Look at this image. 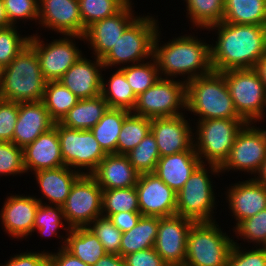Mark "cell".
Segmentation results:
<instances>
[{"instance_id":"obj_12","label":"cell","mask_w":266,"mask_h":266,"mask_svg":"<svg viewBox=\"0 0 266 266\" xmlns=\"http://www.w3.org/2000/svg\"><path fill=\"white\" fill-rule=\"evenodd\" d=\"M61 36L45 43L43 38L40 40L41 36L37 33L30 35L29 44L37 52L40 69L47 82L59 81L63 74L83 56L81 49L76 47L75 39L84 40L85 43L84 36Z\"/></svg>"},{"instance_id":"obj_49","label":"cell","mask_w":266,"mask_h":266,"mask_svg":"<svg viewBox=\"0 0 266 266\" xmlns=\"http://www.w3.org/2000/svg\"><path fill=\"white\" fill-rule=\"evenodd\" d=\"M124 260L127 266H167L154 247L126 255Z\"/></svg>"},{"instance_id":"obj_4","label":"cell","mask_w":266,"mask_h":266,"mask_svg":"<svg viewBox=\"0 0 266 266\" xmlns=\"http://www.w3.org/2000/svg\"><path fill=\"white\" fill-rule=\"evenodd\" d=\"M46 83L37 52L27 44L6 67H3L0 98L16 103L42 101Z\"/></svg>"},{"instance_id":"obj_17","label":"cell","mask_w":266,"mask_h":266,"mask_svg":"<svg viewBox=\"0 0 266 266\" xmlns=\"http://www.w3.org/2000/svg\"><path fill=\"white\" fill-rule=\"evenodd\" d=\"M129 2L117 14L93 23L86 29L84 38L96 58L102 59L116 44L124 30L138 17Z\"/></svg>"},{"instance_id":"obj_37","label":"cell","mask_w":266,"mask_h":266,"mask_svg":"<svg viewBox=\"0 0 266 266\" xmlns=\"http://www.w3.org/2000/svg\"><path fill=\"white\" fill-rule=\"evenodd\" d=\"M119 212H140L135 186L102 190V216L108 218Z\"/></svg>"},{"instance_id":"obj_26","label":"cell","mask_w":266,"mask_h":266,"mask_svg":"<svg viewBox=\"0 0 266 266\" xmlns=\"http://www.w3.org/2000/svg\"><path fill=\"white\" fill-rule=\"evenodd\" d=\"M201 163L195 150H187L160 157L153 173L177 193Z\"/></svg>"},{"instance_id":"obj_5","label":"cell","mask_w":266,"mask_h":266,"mask_svg":"<svg viewBox=\"0 0 266 266\" xmlns=\"http://www.w3.org/2000/svg\"><path fill=\"white\" fill-rule=\"evenodd\" d=\"M206 166L201 163L176 193V214L195 222L216 221L213 214L217 203L209 173L219 176L221 172L217 165L208 164L209 170Z\"/></svg>"},{"instance_id":"obj_42","label":"cell","mask_w":266,"mask_h":266,"mask_svg":"<svg viewBox=\"0 0 266 266\" xmlns=\"http://www.w3.org/2000/svg\"><path fill=\"white\" fill-rule=\"evenodd\" d=\"M233 231L237 239H243L244 242L253 243L257 247L266 246V209L258 212L256 215L241 221ZM258 244V245H257Z\"/></svg>"},{"instance_id":"obj_33","label":"cell","mask_w":266,"mask_h":266,"mask_svg":"<svg viewBox=\"0 0 266 266\" xmlns=\"http://www.w3.org/2000/svg\"><path fill=\"white\" fill-rule=\"evenodd\" d=\"M101 95L109 108L124 109L130 112L133 111L137 100L125 74L119 68L109 77L108 81L102 78Z\"/></svg>"},{"instance_id":"obj_7","label":"cell","mask_w":266,"mask_h":266,"mask_svg":"<svg viewBox=\"0 0 266 266\" xmlns=\"http://www.w3.org/2000/svg\"><path fill=\"white\" fill-rule=\"evenodd\" d=\"M217 221L195 222L187 237L185 264L188 266H226L234 244Z\"/></svg>"},{"instance_id":"obj_28","label":"cell","mask_w":266,"mask_h":266,"mask_svg":"<svg viewBox=\"0 0 266 266\" xmlns=\"http://www.w3.org/2000/svg\"><path fill=\"white\" fill-rule=\"evenodd\" d=\"M57 237L65 238L61 242L64 248L87 265H95L107 254L97 236L88 227L71 228L64 237Z\"/></svg>"},{"instance_id":"obj_55","label":"cell","mask_w":266,"mask_h":266,"mask_svg":"<svg viewBox=\"0 0 266 266\" xmlns=\"http://www.w3.org/2000/svg\"><path fill=\"white\" fill-rule=\"evenodd\" d=\"M11 26V24L9 23L7 14H6V10L4 7V1L0 0V28H6Z\"/></svg>"},{"instance_id":"obj_36","label":"cell","mask_w":266,"mask_h":266,"mask_svg":"<svg viewBox=\"0 0 266 266\" xmlns=\"http://www.w3.org/2000/svg\"><path fill=\"white\" fill-rule=\"evenodd\" d=\"M151 130V119L130 112L124 119L118 136L117 155H126L134 149Z\"/></svg>"},{"instance_id":"obj_30","label":"cell","mask_w":266,"mask_h":266,"mask_svg":"<svg viewBox=\"0 0 266 266\" xmlns=\"http://www.w3.org/2000/svg\"><path fill=\"white\" fill-rule=\"evenodd\" d=\"M160 218L142 215L136 226L122 233L120 256L154 247Z\"/></svg>"},{"instance_id":"obj_9","label":"cell","mask_w":266,"mask_h":266,"mask_svg":"<svg viewBox=\"0 0 266 266\" xmlns=\"http://www.w3.org/2000/svg\"><path fill=\"white\" fill-rule=\"evenodd\" d=\"M238 115L246 123H257L266 115V90L257 71L233 69L221 72Z\"/></svg>"},{"instance_id":"obj_48","label":"cell","mask_w":266,"mask_h":266,"mask_svg":"<svg viewBox=\"0 0 266 266\" xmlns=\"http://www.w3.org/2000/svg\"><path fill=\"white\" fill-rule=\"evenodd\" d=\"M19 103L0 98V141L13 142Z\"/></svg>"},{"instance_id":"obj_29","label":"cell","mask_w":266,"mask_h":266,"mask_svg":"<svg viewBox=\"0 0 266 266\" xmlns=\"http://www.w3.org/2000/svg\"><path fill=\"white\" fill-rule=\"evenodd\" d=\"M108 108V103L101 94L94 98L80 99L59 123L71 129L90 130L99 122Z\"/></svg>"},{"instance_id":"obj_10","label":"cell","mask_w":266,"mask_h":266,"mask_svg":"<svg viewBox=\"0 0 266 266\" xmlns=\"http://www.w3.org/2000/svg\"><path fill=\"white\" fill-rule=\"evenodd\" d=\"M185 110L186 83L180 79L160 77L153 86L137 96L132 113L153 119L183 115Z\"/></svg>"},{"instance_id":"obj_6","label":"cell","mask_w":266,"mask_h":266,"mask_svg":"<svg viewBox=\"0 0 266 266\" xmlns=\"http://www.w3.org/2000/svg\"><path fill=\"white\" fill-rule=\"evenodd\" d=\"M154 16H138L122 33L112 49L101 59L105 69L126 67L153 57V41L159 29ZM117 65V66H116ZM123 65V66H121ZM125 65V66H124Z\"/></svg>"},{"instance_id":"obj_50","label":"cell","mask_w":266,"mask_h":266,"mask_svg":"<svg viewBox=\"0 0 266 266\" xmlns=\"http://www.w3.org/2000/svg\"><path fill=\"white\" fill-rule=\"evenodd\" d=\"M47 252H31L16 254L11 256L6 264L0 266H49V255Z\"/></svg>"},{"instance_id":"obj_53","label":"cell","mask_w":266,"mask_h":266,"mask_svg":"<svg viewBox=\"0 0 266 266\" xmlns=\"http://www.w3.org/2000/svg\"><path fill=\"white\" fill-rule=\"evenodd\" d=\"M93 266H127L123 257L117 254H106Z\"/></svg>"},{"instance_id":"obj_31","label":"cell","mask_w":266,"mask_h":266,"mask_svg":"<svg viewBox=\"0 0 266 266\" xmlns=\"http://www.w3.org/2000/svg\"><path fill=\"white\" fill-rule=\"evenodd\" d=\"M223 22L266 26V0H224Z\"/></svg>"},{"instance_id":"obj_22","label":"cell","mask_w":266,"mask_h":266,"mask_svg":"<svg viewBox=\"0 0 266 266\" xmlns=\"http://www.w3.org/2000/svg\"><path fill=\"white\" fill-rule=\"evenodd\" d=\"M233 185V186H232ZM228 208L232 212L236 225L245 219L266 209V186L255 178L231 184L227 190Z\"/></svg>"},{"instance_id":"obj_45","label":"cell","mask_w":266,"mask_h":266,"mask_svg":"<svg viewBox=\"0 0 266 266\" xmlns=\"http://www.w3.org/2000/svg\"><path fill=\"white\" fill-rule=\"evenodd\" d=\"M25 174L23 148L13 142L0 141V175Z\"/></svg>"},{"instance_id":"obj_46","label":"cell","mask_w":266,"mask_h":266,"mask_svg":"<svg viewBox=\"0 0 266 266\" xmlns=\"http://www.w3.org/2000/svg\"><path fill=\"white\" fill-rule=\"evenodd\" d=\"M6 14L11 25H16L18 20L25 23L28 19L39 20V0H3ZM27 19V20H26Z\"/></svg>"},{"instance_id":"obj_34","label":"cell","mask_w":266,"mask_h":266,"mask_svg":"<svg viewBox=\"0 0 266 266\" xmlns=\"http://www.w3.org/2000/svg\"><path fill=\"white\" fill-rule=\"evenodd\" d=\"M80 98L74 95L60 81L46 83L42 102L55 122H60Z\"/></svg>"},{"instance_id":"obj_14","label":"cell","mask_w":266,"mask_h":266,"mask_svg":"<svg viewBox=\"0 0 266 266\" xmlns=\"http://www.w3.org/2000/svg\"><path fill=\"white\" fill-rule=\"evenodd\" d=\"M62 208L69 227H87L102 216V188L91 175L82 174L72 185Z\"/></svg>"},{"instance_id":"obj_21","label":"cell","mask_w":266,"mask_h":266,"mask_svg":"<svg viewBox=\"0 0 266 266\" xmlns=\"http://www.w3.org/2000/svg\"><path fill=\"white\" fill-rule=\"evenodd\" d=\"M94 59L93 61L82 56L59 80L80 99L94 98L101 94L103 78L101 72L106 70L101 59L96 57Z\"/></svg>"},{"instance_id":"obj_2","label":"cell","mask_w":266,"mask_h":266,"mask_svg":"<svg viewBox=\"0 0 266 266\" xmlns=\"http://www.w3.org/2000/svg\"><path fill=\"white\" fill-rule=\"evenodd\" d=\"M159 30L161 29H158L153 41V57L156 60L160 77L174 79L179 75L186 83L213 71L211 44L206 43V40L204 42L198 39L194 36L195 34H186L175 37L167 43L159 44L161 39Z\"/></svg>"},{"instance_id":"obj_58","label":"cell","mask_w":266,"mask_h":266,"mask_svg":"<svg viewBox=\"0 0 266 266\" xmlns=\"http://www.w3.org/2000/svg\"><path fill=\"white\" fill-rule=\"evenodd\" d=\"M167 266H188V265L184 263V264H170Z\"/></svg>"},{"instance_id":"obj_25","label":"cell","mask_w":266,"mask_h":266,"mask_svg":"<svg viewBox=\"0 0 266 266\" xmlns=\"http://www.w3.org/2000/svg\"><path fill=\"white\" fill-rule=\"evenodd\" d=\"M90 175L102 190H111L136 186L140 174L126 155L107 154Z\"/></svg>"},{"instance_id":"obj_38","label":"cell","mask_w":266,"mask_h":266,"mask_svg":"<svg viewBox=\"0 0 266 266\" xmlns=\"http://www.w3.org/2000/svg\"><path fill=\"white\" fill-rule=\"evenodd\" d=\"M37 199L40 201V204L34 219L33 233L37 231L42 235V237H49L50 235L54 237V235H58L57 230L59 231V229H63L66 231V234H68V232L71 230V227L67 225L66 219L63 215L62 206L49 205L47 203H43V199Z\"/></svg>"},{"instance_id":"obj_1","label":"cell","mask_w":266,"mask_h":266,"mask_svg":"<svg viewBox=\"0 0 266 266\" xmlns=\"http://www.w3.org/2000/svg\"><path fill=\"white\" fill-rule=\"evenodd\" d=\"M206 30H218L215 45H210L213 71L253 69L266 54V26L222 21Z\"/></svg>"},{"instance_id":"obj_32","label":"cell","mask_w":266,"mask_h":266,"mask_svg":"<svg viewBox=\"0 0 266 266\" xmlns=\"http://www.w3.org/2000/svg\"><path fill=\"white\" fill-rule=\"evenodd\" d=\"M129 113L124 109L108 108L99 122L90 129L106 154H117L118 136Z\"/></svg>"},{"instance_id":"obj_3","label":"cell","mask_w":266,"mask_h":266,"mask_svg":"<svg viewBox=\"0 0 266 266\" xmlns=\"http://www.w3.org/2000/svg\"><path fill=\"white\" fill-rule=\"evenodd\" d=\"M199 120L242 119L221 72L212 71L186 82V112Z\"/></svg>"},{"instance_id":"obj_8","label":"cell","mask_w":266,"mask_h":266,"mask_svg":"<svg viewBox=\"0 0 266 266\" xmlns=\"http://www.w3.org/2000/svg\"><path fill=\"white\" fill-rule=\"evenodd\" d=\"M194 149L202 163L221 166L230 154L243 119H209L197 122ZM196 140V141H195ZM205 161H204V160Z\"/></svg>"},{"instance_id":"obj_19","label":"cell","mask_w":266,"mask_h":266,"mask_svg":"<svg viewBox=\"0 0 266 266\" xmlns=\"http://www.w3.org/2000/svg\"><path fill=\"white\" fill-rule=\"evenodd\" d=\"M38 5L40 26L60 35L84 36L78 0H39Z\"/></svg>"},{"instance_id":"obj_41","label":"cell","mask_w":266,"mask_h":266,"mask_svg":"<svg viewBox=\"0 0 266 266\" xmlns=\"http://www.w3.org/2000/svg\"><path fill=\"white\" fill-rule=\"evenodd\" d=\"M126 156L139 174L154 172L156 164L160 159V153L156 138L151 130Z\"/></svg>"},{"instance_id":"obj_27","label":"cell","mask_w":266,"mask_h":266,"mask_svg":"<svg viewBox=\"0 0 266 266\" xmlns=\"http://www.w3.org/2000/svg\"><path fill=\"white\" fill-rule=\"evenodd\" d=\"M41 189L43 198L49 201V205L62 206L70 193L72 185L82 175L79 171L67 166L55 169H44L33 172Z\"/></svg>"},{"instance_id":"obj_51","label":"cell","mask_w":266,"mask_h":266,"mask_svg":"<svg viewBox=\"0 0 266 266\" xmlns=\"http://www.w3.org/2000/svg\"><path fill=\"white\" fill-rule=\"evenodd\" d=\"M56 252H49V266H90L68 252L61 244Z\"/></svg>"},{"instance_id":"obj_52","label":"cell","mask_w":266,"mask_h":266,"mask_svg":"<svg viewBox=\"0 0 266 266\" xmlns=\"http://www.w3.org/2000/svg\"><path fill=\"white\" fill-rule=\"evenodd\" d=\"M141 216L140 212H119L110 215L108 218L117 229L124 233L136 226Z\"/></svg>"},{"instance_id":"obj_54","label":"cell","mask_w":266,"mask_h":266,"mask_svg":"<svg viewBox=\"0 0 266 266\" xmlns=\"http://www.w3.org/2000/svg\"><path fill=\"white\" fill-rule=\"evenodd\" d=\"M254 69L259 74L266 90V54L257 62Z\"/></svg>"},{"instance_id":"obj_35","label":"cell","mask_w":266,"mask_h":266,"mask_svg":"<svg viewBox=\"0 0 266 266\" xmlns=\"http://www.w3.org/2000/svg\"><path fill=\"white\" fill-rule=\"evenodd\" d=\"M192 27L207 29L223 21L224 0H184Z\"/></svg>"},{"instance_id":"obj_23","label":"cell","mask_w":266,"mask_h":266,"mask_svg":"<svg viewBox=\"0 0 266 266\" xmlns=\"http://www.w3.org/2000/svg\"><path fill=\"white\" fill-rule=\"evenodd\" d=\"M23 157L26 173L64 166L57 122L54 127L23 148Z\"/></svg>"},{"instance_id":"obj_15","label":"cell","mask_w":266,"mask_h":266,"mask_svg":"<svg viewBox=\"0 0 266 266\" xmlns=\"http://www.w3.org/2000/svg\"><path fill=\"white\" fill-rule=\"evenodd\" d=\"M194 223L177 214L160 218L154 249L167 265L185 263L187 237Z\"/></svg>"},{"instance_id":"obj_47","label":"cell","mask_w":266,"mask_h":266,"mask_svg":"<svg viewBox=\"0 0 266 266\" xmlns=\"http://www.w3.org/2000/svg\"><path fill=\"white\" fill-rule=\"evenodd\" d=\"M258 247L247 250L234 241L226 266H266V248Z\"/></svg>"},{"instance_id":"obj_57","label":"cell","mask_w":266,"mask_h":266,"mask_svg":"<svg viewBox=\"0 0 266 266\" xmlns=\"http://www.w3.org/2000/svg\"><path fill=\"white\" fill-rule=\"evenodd\" d=\"M3 67L0 65V87L2 83Z\"/></svg>"},{"instance_id":"obj_43","label":"cell","mask_w":266,"mask_h":266,"mask_svg":"<svg viewBox=\"0 0 266 266\" xmlns=\"http://www.w3.org/2000/svg\"><path fill=\"white\" fill-rule=\"evenodd\" d=\"M87 227L97 236L108 254L120 255L122 232L109 218L104 216L95 218Z\"/></svg>"},{"instance_id":"obj_11","label":"cell","mask_w":266,"mask_h":266,"mask_svg":"<svg viewBox=\"0 0 266 266\" xmlns=\"http://www.w3.org/2000/svg\"><path fill=\"white\" fill-rule=\"evenodd\" d=\"M57 132L64 166L81 174L90 175L107 155L91 130L71 129L57 122Z\"/></svg>"},{"instance_id":"obj_56","label":"cell","mask_w":266,"mask_h":266,"mask_svg":"<svg viewBox=\"0 0 266 266\" xmlns=\"http://www.w3.org/2000/svg\"><path fill=\"white\" fill-rule=\"evenodd\" d=\"M256 175H258V176H255L254 178L258 182H260L262 185L266 186V158L263 161V164H262L260 171Z\"/></svg>"},{"instance_id":"obj_13","label":"cell","mask_w":266,"mask_h":266,"mask_svg":"<svg viewBox=\"0 0 266 266\" xmlns=\"http://www.w3.org/2000/svg\"><path fill=\"white\" fill-rule=\"evenodd\" d=\"M265 158L266 129L246 123L237 134L228 158L220 166V172L244 171L255 177Z\"/></svg>"},{"instance_id":"obj_44","label":"cell","mask_w":266,"mask_h":266,"mask_svg":"<svg viewBox=\"0 0 266 266\" xmlns=\"http://www.w3.org/2000/svg\"><path fill=\"white\" fill-rule=\"evenodd\" d=\"M16 28V25L0 28V65L2 67H6L29 44L30 35L22 37Z\"/></svg>"},{"instance_id":"obj_39","label":"cell","mask_w":266,"mask_h":266,"mask_svg":"<svg viewBox=\"0 0 266 266\" xmlns=\"http://www.w3.org/2000/svg\"><path fill=\"white\" fill-rule=\"evenodd\" d=\"M124 74L136 96L153 86L160 78L159 69L154 57L150 61L119 68Z\"/></svg>"},{"instance_id":"obj_40","label":"cell","mask_w":266,"mask_h":266,"mask_svg":"<svg viewBox=\"0 0 266 266\" xmlns=\"http://www.w3.org/2000/svg\"><path fill=\"white\" fill-rule=\"evenodd\" d=\"M78 2L84 34L93 23L117 14L129 3L127 0H78Z\"/></svg>"},{"instance_id":"obj_18","label":"cell","mask_w":266,"mask_h":266,"mask_svg":"<svg viewBox=\"0 0 266 266\" xmlns=\"http://www.w3.org/2000/svg\"><path fill=\"white\" fill-rule=\"evenodd\" d=\"M186 118L183 114L151 119V132L156 138L160 157L195 150L192 125Z\"/></svg>"},{"instance_id":"obj_20","label":"cell","mask_w":266,"mask_h":266,"mask_svg":"<svg viewBox=\"0 0 266 266\" xmlns=\"http://www.w3.org/2000/svg\"><path fill=\"white\" fill-rule=\"evenodd\" d=\"M0 211L4 231L13 238L32 236L34 219L40 201L33 195H10L6 197ZM27 236V237H26Z\"/></svg>"},{"instance_id":"obj_16","label":"cell","mask_w":266,"mask_h":266,"mask_svg":"<svg viewBox=\"0 0 266 266\" xmlns=\"http://www.w3.org/2000/svg\"><path fill=\"white\" fill-rule=\"evenodd\" d=\"M135 187L143 216L167 217L176 214V192L153 172L140 174Z\"/></svg>"},{"instance_id":"obj_24","label":"cell","mask_w":266,"mask_h":266,"mask_svg":"<svg viewBox=\"0 0 266 266\" xmlns=\"http://www.w3.org/2000/svg\"><path fill=\"white\" fill-rule=\"evenodd\" d=\"M55 123L42 101L19 103L13 143L24 148L54 127Z\"/></svg>"}]
</instances>
